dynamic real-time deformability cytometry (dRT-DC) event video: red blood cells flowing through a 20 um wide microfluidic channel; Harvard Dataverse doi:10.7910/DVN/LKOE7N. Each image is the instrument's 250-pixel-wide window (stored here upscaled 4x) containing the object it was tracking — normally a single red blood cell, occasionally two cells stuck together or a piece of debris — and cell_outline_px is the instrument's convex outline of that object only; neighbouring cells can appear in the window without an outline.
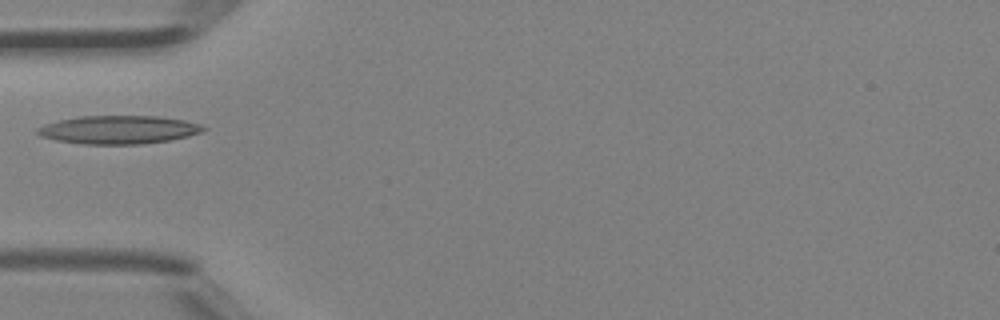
{"species": "Egyptian fruit bat (a non-hibernating species)", "species_latin": "Rousettus aegyptiacus", "temperature_condition": "room temperature", "stored_images_in_passage": 4, "camera_frame_rate_fps": 3000, "um_per_image_px": 0.085, "animal": {"sex": "female"}, "frame": {"image": 1, "passage_image": 4, "time_ms": 1.0, "image_size_px": [1000, 320], "cell_outline_px": [[208, 128], [200, 132], [188, 136], [168, 140], [140, 144], [84, 144], [56, 140], [40, 136], [36, 132], [36, 128], [44, 124], [60, 120], [80, 116], [156, 116], [184, 120], [200, 124]], "centroid_in_image_um": [10.06, 11.02], "position_along_channel_um": 74.9, "area_um2": 27.22}}